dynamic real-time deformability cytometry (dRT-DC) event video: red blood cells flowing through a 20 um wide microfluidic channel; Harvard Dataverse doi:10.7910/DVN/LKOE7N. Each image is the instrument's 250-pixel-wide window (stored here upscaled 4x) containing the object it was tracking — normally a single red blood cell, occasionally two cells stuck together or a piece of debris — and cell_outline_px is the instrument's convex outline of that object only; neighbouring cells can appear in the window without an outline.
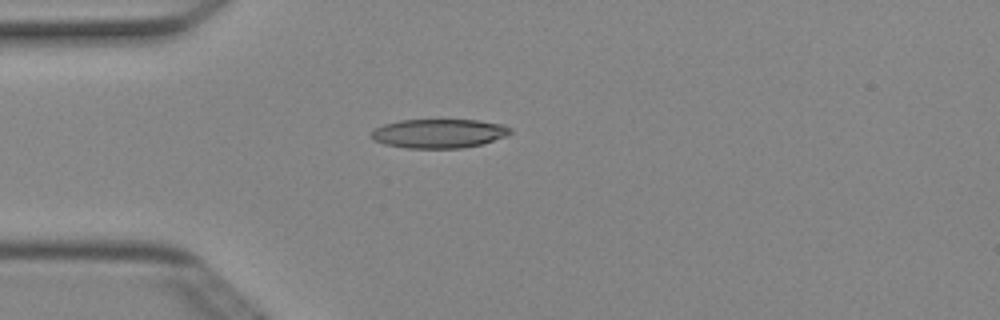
{"species": "Egyptian fruit bat (a non-hibernating species)", "species_latin": "Rousettus aegyptiacus", "temperature_condition": "cold", "stored_images_in_passage": 5, "camera_frame_rate_fps": 3000, "um_per_image_px": 0.085, "animal": {"sex": "female"}, "frame": {"image": 1, "passage_image": 4, "time_ms": 1.0, "image_size_px": [1000, 320], "cell_outline_px": [[512, 132], [508, 136], [484, 144], [464, 148], [408, 148], [384, 144], [372, 140], [372, 132], [376, 128], [384, 124], [400, 120], [480, 120], [504, 124], [512, 128]], "centroid_in_image_um": [37.38, 11.35], "position_along_channel_um": 47.6, "area_um2": 23.81}}